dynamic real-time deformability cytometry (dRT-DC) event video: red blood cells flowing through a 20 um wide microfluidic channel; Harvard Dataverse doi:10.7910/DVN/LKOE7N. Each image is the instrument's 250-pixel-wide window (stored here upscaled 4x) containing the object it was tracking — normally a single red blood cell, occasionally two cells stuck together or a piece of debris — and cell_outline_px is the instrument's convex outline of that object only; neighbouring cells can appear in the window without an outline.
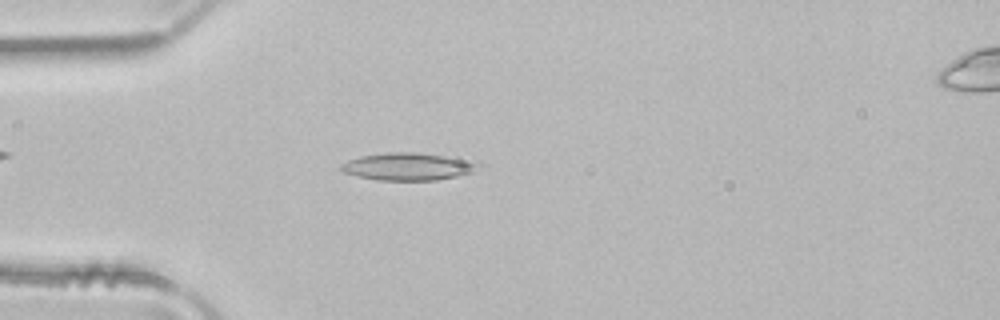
{"species": "common noctule bat (a hibernating species)", "species_latin": "Nyctalus noctula", "temperature_condition": "room temperature", "stored_images_in_passage": 49, "camera_frame_rate_fps": 3000, "um_per_image_px": 0.085, "animal": {"sex": "male", "body_mass_g": 21.5, "forearm_length_mm": 52.0}, "frame": {"image": 1, "passage_image": 13, "time_ms": 4.0, "image_size_px": [1000, 320], "cell_outline_px": [[484, 164], [472, 172], [456, 176], [436, 180], [376, 180], [356, 176], [344, 172], [340, 168], [340, 164], [348, 160], [360, 156], [388, 152], [416, 152], [476, 160]], "centroid_in_image_um": [34.72, 14.15], "position_along_channel_um": 50.3, "area_um2": 22.2}}
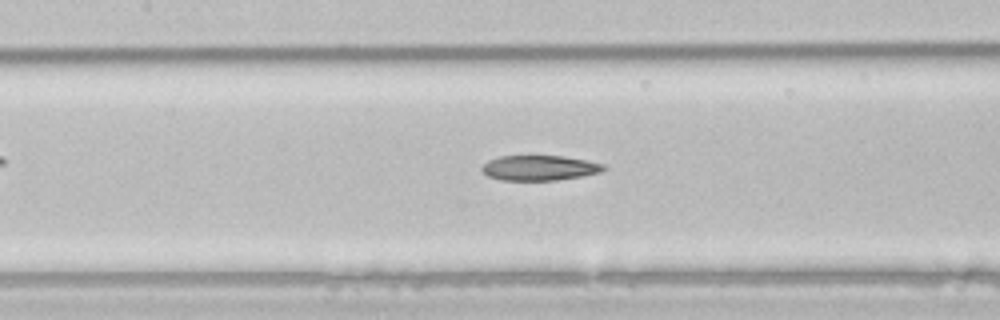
{"frame": {"image": 2, "passage_image": 22, "time_ms": 7.0, "image_size_px": [1000, 320], "cell_outline_px": [[608, 168], [600, 172], [584, 176], [556, 180], [500, 180], [488, 176], [480, 168], [488, 160], [500, 156], [564, 156], [588, 160], [604, 164]], "centroid_in_image_um": [45.89, 14.27], "position_along_channel_um": 161.5, "area_um2": 17.92}}
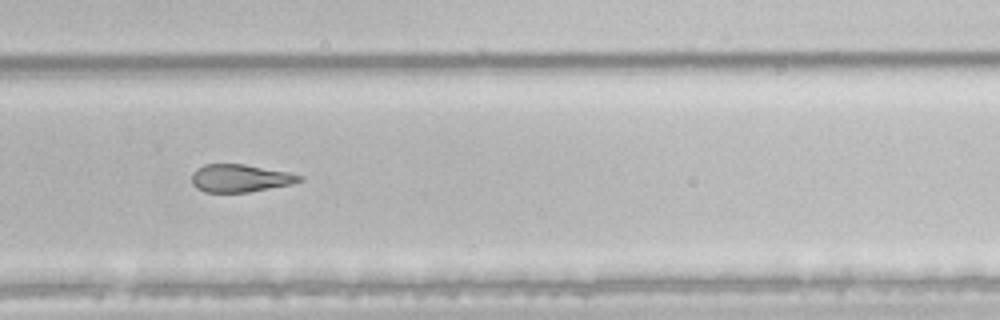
{"frame": {"image": 3, "passage_image": 33, "time_ms": 10.667, "image_size_px": [1000, 320], "cell_outline_px": [[304, 180], [292, 184], [248, 192], [204, 192], [196, 188], [192, 184], [192, 172], [196, 168], [204, 164], [244, 164], [288, 172], [304, 176]], "centroid_in_image_um": [20.4, 15.14], "position_along_channel_um": 309.4, "area_um2": 17.51}, "authors_computed_cell_mechanics": {"area_um2": 20.1144, "velocity_mm_per_s": 4.0564, "shape_relaxation_time_tau1_ms": 5.7925, "shape_relaxation_time_tau2_ms": 7.0848, "deformation_change_tau1": 0.1565, "deformation_change_tau2": 0.1996}}